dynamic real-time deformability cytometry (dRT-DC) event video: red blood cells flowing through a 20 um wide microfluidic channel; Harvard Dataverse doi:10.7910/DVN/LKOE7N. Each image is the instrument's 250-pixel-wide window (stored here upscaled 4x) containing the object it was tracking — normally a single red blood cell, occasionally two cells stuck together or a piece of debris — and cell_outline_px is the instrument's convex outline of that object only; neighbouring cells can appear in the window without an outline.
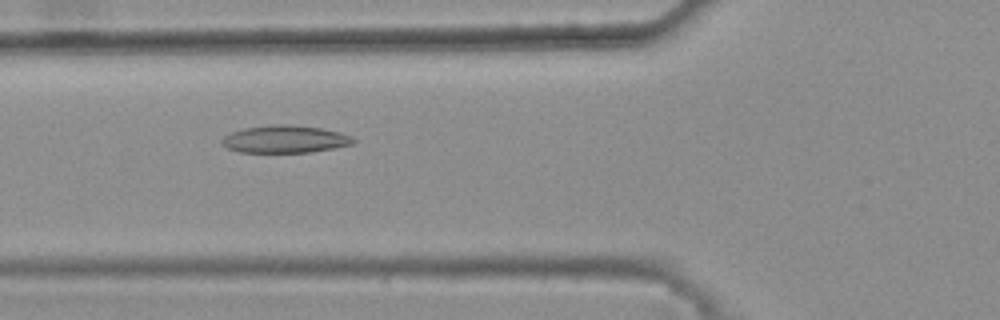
{"species": "common noctule bat (a hibernating species)", "species_latin": "Nyctalus noctula", "temperature_condition": "warm", "stored_images_in_passage": 48, "camera_frame_rate_fps": 3000, "um_per_image_px": 0.085, "animal": {"sex": "female", "body_mass_g": 25.1}, "frame": {"image": 1, "passage_image": 20, "time_ms": 6.333, "image_size_px": [1000, 320], "cell_outline_px": [[356, 140], [352, 144], [336, 148], [312, 152], [240, 152], [228, 148], [220, 144], [220, 140], [224, 136], [232, 132], [244, 128], [272, 124], [288, 124], [320, 128], [340, 132], [352, 136]], "centroid_in_image_um": [24.23, 11.83], "position_along_channel_um": 101.6, "area_um2": 21.15}}
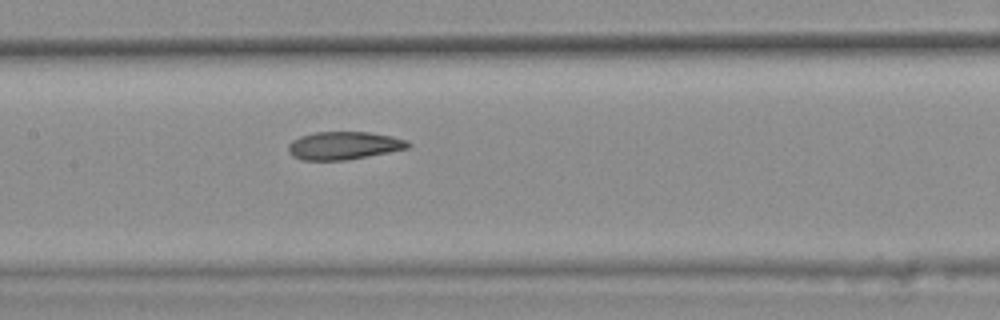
{"frame": {"image": 2, "passage_image": 26, "time_ms": 8.333, "image_size_px": [1000, 320], "cell_outline_px": [[412, 144], [408, 148], [348, 160], [300, 160], [292, 156], [288, 152], [288, 144], [292, 140], [300, 136], [316, 132], [368, 132], [392, 136], [408, 140]], "centroid_in_image_um": [29.21, 12.37], "position_along_channel_um": 178.2, "area_um2": 19.59}}
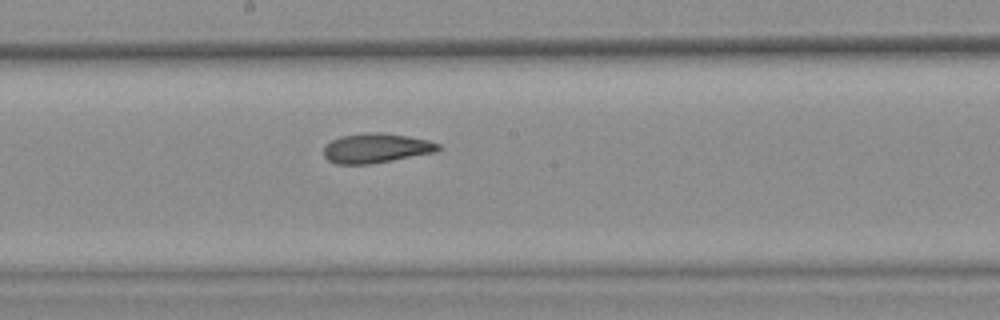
{"frame": {"image": 3, "passage_image": 29, "time_ms": 9.333, "image_size_px": [1000, 320], "cell_outline_px": [[440, 148], [436, 152], [392, 160], [368, 164], [336, 164], [328, 160], [324, 156], [324, 144], [340, 136], [368, 132], [380, 132], [408, 136], [428, 140], [440, 144]], "centroid_in_image_um": [31.95, 12.58], "position_along_channel_um": 216.3, "area_um2": 19.77}, "authors_computed_cell_mechanics": {"area_um2": 20.3456, "velocity_mm_per_s": 3.8225, "shape_relaxation_time_tau1_ms": null, "shape_relaxation_time_tau2_ms": 4.3909, "deformation_change_tau1": null, "deformation_change_tau2": 0.1195}}